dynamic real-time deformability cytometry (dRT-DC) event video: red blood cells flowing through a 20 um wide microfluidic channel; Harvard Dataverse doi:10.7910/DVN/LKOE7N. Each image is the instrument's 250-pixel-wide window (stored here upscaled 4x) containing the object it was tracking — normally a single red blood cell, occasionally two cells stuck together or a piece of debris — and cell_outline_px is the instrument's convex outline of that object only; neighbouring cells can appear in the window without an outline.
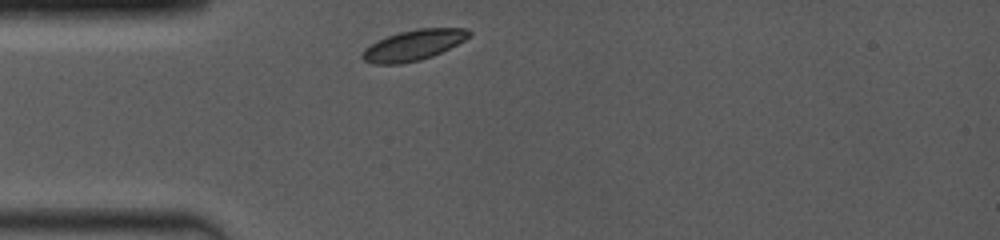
{"species": "common noctule bat (a hibernating species)", "species_latin": "Nyctalus noctula", "temperature_condition": "room temperature", "stored_images_in_passage": 4, "camera_frame_rate_fps": 4000, "um_per_image_px": 0.085, "animal": {"sex": "female", "body_mass_g": 19.0, "forearm_length_mm": 53.3}, "frame": {"image": 1, "passage_image": 1, "time_ms": 0.0, "image_size_px": [1000, 240], "cell_outline_px": [[472, 32], [464, 40], [432, 56], [420, 60], [400, 64], [372, 64], [364, 60], [360, 56], [360, 52], [364, 48], [376, 40], [400, 32], [416, 28], [468, 28]], "centroid_in_image_um": [35.08, 3.84], "position_along_channel_um": 49.9, "area_um2": 19.02}}
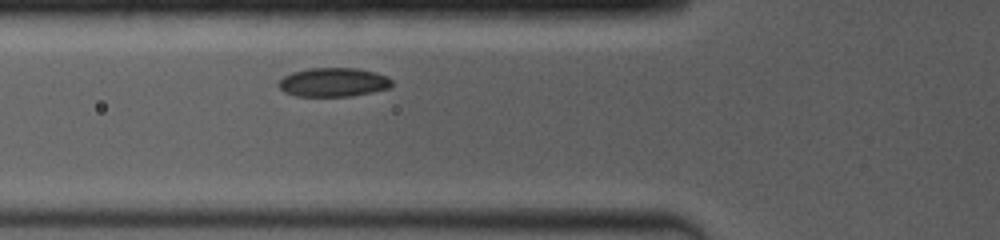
{"frame": {"image": 2, "passage_image": 4, "time_ms": 1.5, "image_size_px": [1000, 240], "cell_outline_px": [[392, 88], [352, 96], [296, 96], [284, 92], [276, 84], [284, 76], [292, 72], [308, 68], [356, 68], [376, 72], [392, 80]], "centroid_in_image_um": [28.33, 6.99], "position_along_channel_um": 97.5, "area_um2": 19.19}}